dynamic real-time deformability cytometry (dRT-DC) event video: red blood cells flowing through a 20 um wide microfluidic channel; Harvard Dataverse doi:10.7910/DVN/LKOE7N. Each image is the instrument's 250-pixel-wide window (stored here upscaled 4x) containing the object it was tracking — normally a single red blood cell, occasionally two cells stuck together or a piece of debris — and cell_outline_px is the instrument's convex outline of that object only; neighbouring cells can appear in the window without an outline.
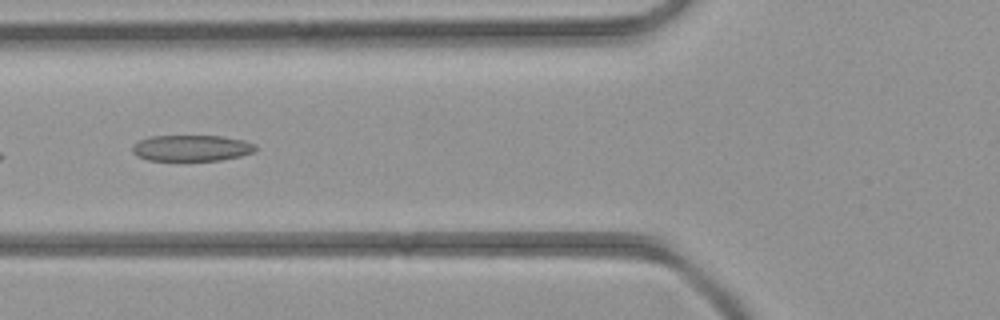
{"species": "common noctule bat (a hibernating species)", "species_latin": "Nyctalus noctula", "temperature_condition": "room temperature", "stored_images_in_passage": 6, "camera_frame_rate_fps": 3000, "um_per_image_px": 0.085, "animal": {"sex": "female", "body_mass_g": 21.9}, "frame": {"image": 1, "passage_image": 5, "time_ms": 4.667, "image_size_px": [1000, 320], "cell_outline_px": [[256, 152], [240, 156], [220, 160], [148, 160], [136, 156], [132, 152], [132, 148], [140, 140], [152, 136], [220, 136], [244, 140], [256, 144]], "centroid_in_image_um": [16.32, 12.58], "position_along_channel_um": 109.5, "area_um2": 18.67}}
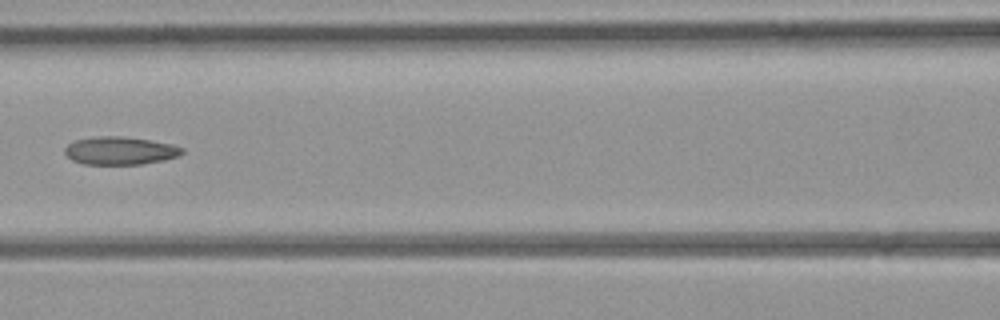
{"frame": {"image": 2, "passage_image": 6, "time_ms": 5.667, "image_size_px": [1000, 320], "cell_outline_px": [[184, 152], [176, 156], [164, 160], [140, 164], [84, 164], [72, 160], [64, 152], [64, 148], [68, 144], [76, 140], [92, 136], [120, 136], [148, 140], [172, 144], [184, 148]], "centroid_in_image_um": [10.18, 12.8], "position_along_channel_um": 156.4, "area_um2": 19.02}}